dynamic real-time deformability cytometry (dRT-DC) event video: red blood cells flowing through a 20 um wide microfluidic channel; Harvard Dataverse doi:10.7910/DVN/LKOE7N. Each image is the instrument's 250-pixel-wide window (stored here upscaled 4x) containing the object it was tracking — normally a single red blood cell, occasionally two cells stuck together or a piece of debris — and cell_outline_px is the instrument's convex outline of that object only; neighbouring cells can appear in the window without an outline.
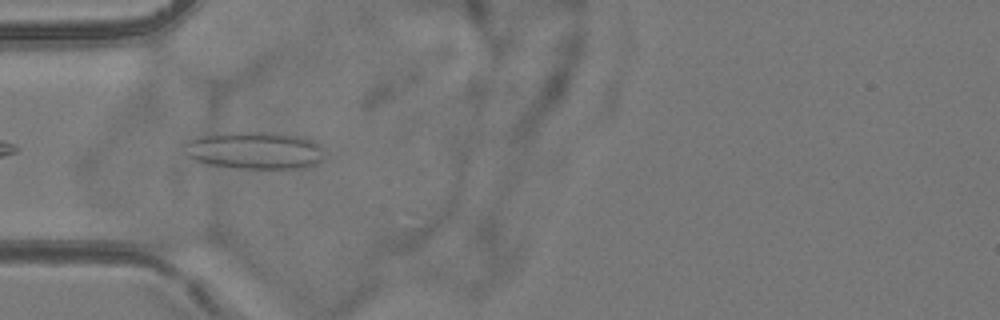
{"species": "common noctule bat (a hibernating species)", "species_latin": "Nyctalus noctula", "temperature_condition": "room temperature", "stored_images_in_passage": 6, "camera_frame_rate_fps": 3000, "um_per_image_px": 0.085, "animal": {"sex": "female", "body_mass_g": 24.6, "forearm_length_mm": 56.2}, "frame": {"image": 1, "passage_image": 4, "time_ms": 4.333, "image_size_px": [1000, 320], "cell_outline_px": [[320, 160], [316, 164], [300, 168], [240, 168], [208, 164], [196, 160], [188, 156], [184, 152], [184, 144], [188, 140], [200, 136], [228, 132], [276, 132], [296, 136], [312, 140], [320, 144]], "centroid_in_image_um": [21.59, 12.77], "position_along_channel_um": 63.4, "area_um2": 30.23}}
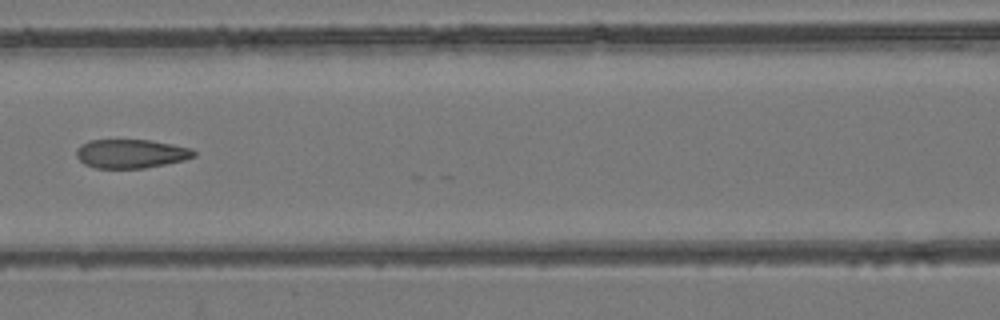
{"frame": {"image": 2, "passage_image": 6, "time_ms": 6.667, "image_size_px": [1000, 320], "cell_outline_px": [[196, 156], [184, 160], [144, 168], [96, 168], [84, 164], [76, 156], [76, 148], [88, 140], [148, 140], [172, 144], [192, 148], [196, 152]], "centroid_in_image_um": [11.13, 13.06], "position_along_channel_um": 155.5, "area_um2": 19.77}}